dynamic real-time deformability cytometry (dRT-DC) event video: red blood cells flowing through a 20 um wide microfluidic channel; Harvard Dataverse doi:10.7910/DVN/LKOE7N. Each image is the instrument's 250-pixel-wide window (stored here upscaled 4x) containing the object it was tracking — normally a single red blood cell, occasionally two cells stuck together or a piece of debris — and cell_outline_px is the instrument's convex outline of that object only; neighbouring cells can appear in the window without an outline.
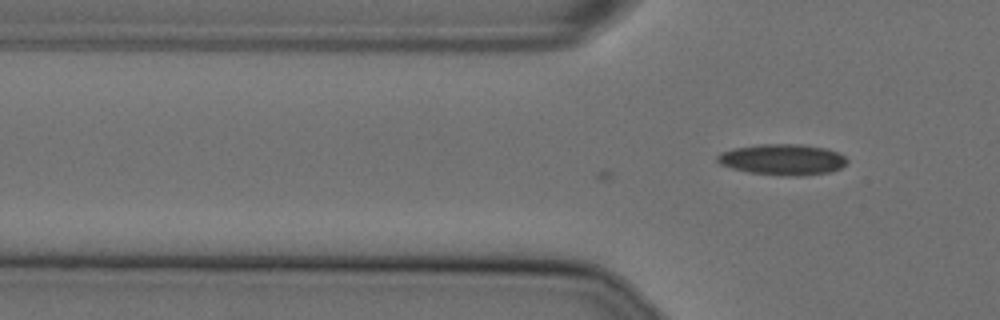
{"species": "Egyptian fruit bat (a non-hibernating species)", "species_latin": "Rousettus aegyptiacus", "temperature_condition": "cold", "stored_images_in_passage": 11, "camera_frame_rate_fps": 3000, "um_per_image_px": 0.085, "animal": {"sex": "female"}, "frame": {"image": 1, "passage_image": 11, "time_ms": 3.333, "image_size_px": [1000, 320], "cell_outline_px": [[848, 160], [840, 168], [832, 172], [800, 176], [788, 176], [748, 172], [732, 168], [720, 164], [716, 160], [716, 156], [720, 152], [736, 148], [760, 144], [800, 144], [824, 148], [836, 152], [844, 156]], "centroid_in_image_um": [66.5, 13.56], "position_along_channel_um": 59.3, "area_um2": 23.29}}